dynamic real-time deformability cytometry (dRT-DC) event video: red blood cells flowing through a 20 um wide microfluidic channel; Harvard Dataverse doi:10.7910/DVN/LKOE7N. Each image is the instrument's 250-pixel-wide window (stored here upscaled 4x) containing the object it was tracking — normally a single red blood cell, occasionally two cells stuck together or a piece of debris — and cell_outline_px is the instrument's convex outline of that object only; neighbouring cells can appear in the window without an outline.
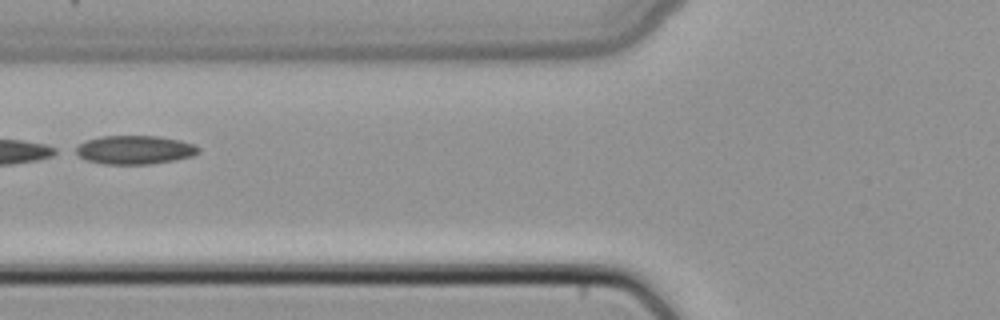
{"species": "common noctule bat (a hibernating species)", "species_latin": "Nyctalus noctula", "temperature_condition": "cold", "stored_images_in_passage": 40, "camera_frame_rate_fps": 3000, "um_per_image_px": 0.085, "animal": {"sex": "female", "body_mass_g": 22.7, "forearm_length_mm": 54.2}, "frame": {"image": 1, "passage_image": 12, "time_ms": 3.667, "image_size_px": [1000, 320], "cell_outline_px": [[200, 152], [192, 156], [176, 160], [152, 164], [104, 164], [88, 160], [72, 152], [72, 148], [88, 140], [100, 136], [156, 136], [180, 140], [192, 144], [200, 148]], "centroid_in_image_um": [11.44, 12.74], "position_along_channel_um": 114.4, "area_um2": 20.58}}
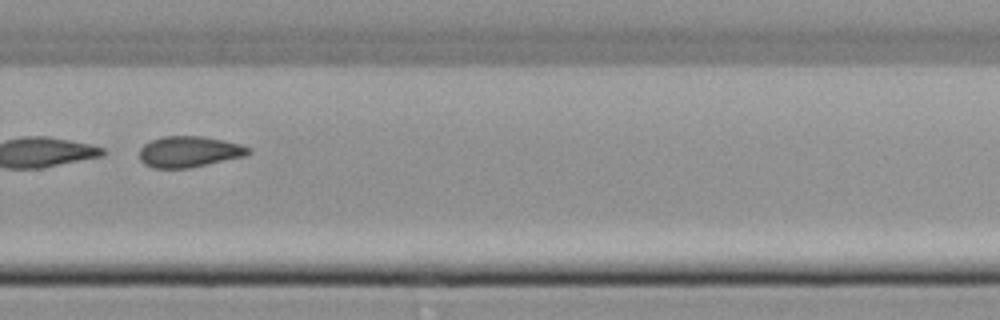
{"frame": {"image": 2, "passage_image": 26, "time_ms": 8.333, "image_size_px": [1000, 320], "cell_outline_px": [[252, 152], [244, 156], [188, 168], [152, 168], [144, 164], [140, 160], [140, 148], [144, 144], [152, 140], [164, 136], [204, 136], [224, 140], [240, 144], [248, 148]], "centroid_in_image_um": [16.05, 12.89], "position_along_channel_um": 313.7, "area_um2": 19.59}}